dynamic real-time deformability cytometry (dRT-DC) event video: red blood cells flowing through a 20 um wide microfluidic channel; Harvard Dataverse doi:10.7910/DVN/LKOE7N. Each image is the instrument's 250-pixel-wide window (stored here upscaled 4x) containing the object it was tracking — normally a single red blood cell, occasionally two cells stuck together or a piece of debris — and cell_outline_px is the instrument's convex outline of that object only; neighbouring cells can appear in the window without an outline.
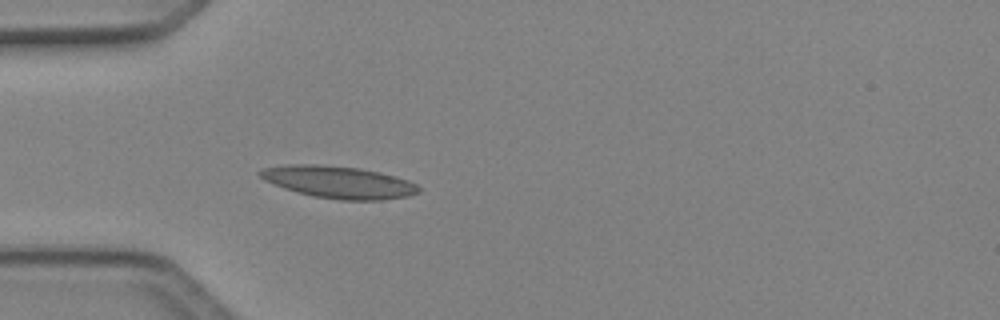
{"species": "Egyptian fruit bat (a non-hibernating species)", "species_latin": "Rousettus aegyptiacus", "temperature_condition": "cold", "stored_images_in_passage": 4, "camera_frame_rate_fps": 3000, "um_per_image_px": 0.085, "animal": {"sex": "female"}, "frame": {"image": 1, "passage_image": 4, "time_ms": 1.0, "image_size_px": [1000, 320], "cell_outline_px": [[420, 192], [408, 196], [384, 200], [340, 200], [312, 196], [296, 192], [284, 188], [264, 180], [256, 172], [260, 168], [288, 164], [312, 164], [360, 168], [380, 172], [396, 176], [408, 180], [416, 184], [420, 188]], "centroid_in_image_um": [28.77, 15.48], "position_along_channel_um": 56.2, "area_um2": 29.94}}